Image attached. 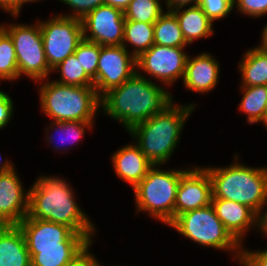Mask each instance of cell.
Instances as JSON below:
<instances>
[{"mask_svg": "<svg viewBox=\"0 0 267 266\" xmlns=\"http://www.w3.org/2000/svg\"><path fill=\"white\" fill-rule=\"evenodd\" d=\"M172 95L136 72L120 86L100 97L101 109L124 125L128 132L157 113H161L174 100Z\"/></svg>", "mask_w": 267, "mask_h": 266, "instance_id": "obj_1", "label": "cell"}, {"mask_svg": "<svg viewBox=\"0 0 267 266\" xmlns=\"http://www.w3.org/2000/svg\"><path fill=\"white\" fill-rule=\"evenodd\" d=\"M28 191L27 218L67 225L93 241L91 237L96 228L75 202L74 193L65 180L41 176Z\"/></svg>", "mask_w": 267, "mask_h": 266, "instance_id": "obj_2", "label": "cell"}, {"mask_svg": "<svg viewBox=\"0 0 267 266\" xmlns=\"http://www.w3.org/2000/svg\"><path fill=\"white\" fill-rule=\"evenodd\" d=\"M194 107L192 104L173 105L172 102L161 113L155 114L129 131L144 156L153 165L159 166L170 159L179 143L185 121Z\"/></svg>", "mask_w": 267, "mask_h": 266, "instance_id": "obj_3", "label": "cell"}, {"mask_svg": "<svg viewBox=\"0 0 267 266\" xmlns=\"http://www.w3.org/2000/svg\"><path fill=\"white\" fill-rule=\"evenodd\" d=\"M211 179L212 199H227L251 208L257 215L267 202V167L254 168L238 162L204 168Z\"/></svg>", "mask_w": 267, "mask_h": 266, "instance_id": "obj_4", "label": "cell"}, {"mask_svg": "<svg viewBox=\"0 0 267 266\" xmlns=\"http://www.w3.org/2000/svg\"><path fill=\"white\" fill-rule=\"evenodd\" d=\"M41 109L57 122H93L101 107L94 87L69 86L48 81L40 87Z\"/></svg>", "mask_w": 267, "mask_h": 266, "instance_id": "obj_5", "label": "cell"}, {"mask_svg": "<svg viewBox=\"0 0 267 266\" xmlns=\"http://www.w3.org/2000/svg\"><path fill=\"white\" fill-rule=\"evenodd\" d=\"M153 165L134 188L136 206L169 225L175 219L177 188L185 170H160Z\"/></svg>", "mask_w": 267, "mask_h": 266, "instance_id": "obj_6", "label": "cell"}, {"mask_svg": "<svg viewBox=\"0 0 267 266\" xmlns=\"http://www.w3.org/2000/svg\"><path fill=\"white\" fill-rule=\"evenodd\" d=\"M169 226L199 245L224 249L231 253L237 251L234 257L240 263L243 248L216 216L211 204L178 215Z\"/></svg>", "mask_w": 267, "mask_h": 266, "instance_id": "obj_7", "label": "cell"}, {"mask_svg": "<svg viewBox=\"0 0 267 266\" xmlns=\"http://www.w3.org/2000/svg\"><path fill=\"white\" fill-rule=\"evenodd\" d=\"M0 27L11 37L18 65V78L24 74L38 82L53 70L49 67L42 40L39 21L36 25L8 24Z\"/></svg>", "mask_w": 267, "mask_h": 266, "instance_id": "obj_8", "label": "cell"}, {"mask_svg": "<svg viewBox=\"0 0 267 266\" xmlns=\"http://www.w3.org/2000/svg\"><path fill=\"white\" fill-rule=\"evenodd\" d=\"M40 30L47 63L53 70L60 62L74 54L84 39L80 19L68 16H54L46 22H40Z\"/></svg>", "mask_w": 267, "mask_h": 266, "instance_id": "obj_9", "label": "cell"}, {"mask_svg": "<svg viewBox=\"0 0 267 266\" xmlns=\"http://www.w3.org/2000/svg\"><path fill=\"white\" fill-rule=\"evenodd\" d=\"M27 248H85L90 241L67 225L25 217L19 224Z\"/></svg>", "mask_w": 267, "mask_h": 266, "instance_id": "obj_10", "label": "cell"}, {"mask_svg": "<svg viewBox=\"0 0 267 266\" xmlns=\"http://www.w3.org/2000/svg\"><path fill=\"white\" fill-rule=\"evenodd\" d=\"M136 72V58L123 45L100 46L94 88L101 97L110 89L120 86Z\"/></svg>", "mask_w": 267, "mask_h": 266, "instance_id": "obj_11", "label": "cell"}, {"mask_svg": "<svg viewBox=\"0 0 267 266\" xmlns=\"http://www.w3.org/2000/svg\"><path fill=\"white\" fill-rule=\"evenodd\" d=\"M183 48L154 44L136 58L137 72L141 69L168 86L180 77L183 79L188 58Z\"/></svg>", "mask_w": 267, "mask_h": 266, "instance_id": "obj_12", "label": "cell"}, {"mask_svg": "<svg viewBox=\"0 0 267 266\" xmlns=\"http://www.w3.org/2000/svg\"><path fill=\"white\" fill-rule=\"evenodd\" d=\"M83 37L100 46L122 45L124 39V12L110 5H101L82 20ZM90 35H87V32Z\"/></svg>", "mask_w": 267, "mask_h": 266, "instance_id": "obj_13", "label": "cell"}, {"mask_svg": "<svg viewBox=\"0 0 267 266\" xmlns=\"http://www.w3.org/2000/svg\"><path fill=\"white\" fill-rule=\"evenodd\" d=\"M211 200L212 183L208 172L202 167L187 169L177 188L175 218L187 211L206 207Z\"/></svg>", "mask_w": 267, "mask_h": 266, "instance_id": "obj_14", "label": "cell"}, {"mask_svg": "<svg viewBox=\"0 0 267 266\" xmlns=\"http://www.w3.org/2000/svg\"><path fill=\"white\" fill-rule=\"evenodd\" d=\"M29 210V191H24L15 169L0 173V222L18 225Z\"/></svg>", "mask_w": 267, "mask_h": 266, "instance_id": "obj_15", "label": "cell"}, {"mask_svg": "<svg viewBox=\"0 0 267 266\" xmlns=\"http://www.w3.org/2000/svg\"><path fill=\"white\" fill-rule=\"evenodd\" d=\"M211 205L216 216L241 245L245 232L258 227V215L246 205L227 199H212Z\"/></svg>", "mask_w": 267, "mask_h": 266, "instance_id": "obj_16", "label": "cell"}, {"mask_svg": "<svg viewBox=\"0 0 267 266\" xmlns=\"http://www.w3.org/2000/svg\"><path fill=\"white\" fill-rule=\"evenodd\" d=\"M220 64L209 53H201L195 58L188 56L183 83L185 87L198 93L209 92L218 83Z\"/></svg>", "mask_w": 267, "mask_h": 266, "instance_id": "obj_17", "label": "cell"}, {"mask_svg": "<svg viewBox=\"0 0 267 266\" xmlns=\"http://www.w3.org/2000/svg\"><path fill=\"white\" fill-rule=\"evenodd\" d=\"M116 174L133 188L147 175L153 164L144 156L137 144L126 145L112 156Z\"/></svg>", "mask_w": 267, "mask_h": 266, "instance_id": "obj_18", "label": "cell"}, {"mask_svg": "<svg viewBox=\"0 0 267 266\" xmlns=\"http://www.w3.org/2000/svg\"><path fill=\"white\" fill-rule=\"evenodd\" d=\"M0 266H31L26 240L18 225H3L0 229Z\"/></svg>", "mask_w": 267, "mask_h": 266, "instance_id": "obj_19", "label": "cell"}, {"mask_svg": "<svg viewBox=\"0 0 267 266\" xmlns=\"http://www.w3.org/2000/svg\"><path fill=\"white\" fill-rule=\"evenodd\" d=\"M184 6L177 7L171 11L175 14L184 39L187 44H192L199 38H208L213 35L212 21L204 13L199 5H191L181 11Z\"/></svg>", "mask_w": 267, "mask_h": 266, "instance_id": "obj_20", "label": "cell"}, {"mask_svg": "<svg viewBox=\"0 0 267 266\" xmlns=\"http://www.w3.org/2000/svg\"><path fill=\"white\" fill-rule=\"evenodd\" d=\"M239 64L242 76L240 87L267 85V53L255 47L244 54Z\"/></svg>", "mask_w": 267, "mask_h": 266, "instance_id": "obj_21", "label": "cell"}, {"mask_svg": "<svg viewBox=\"0 0 267 266\" xmlns=\"http://www.w3.org/2000/svg\"><path fill=\"white\" fill-rule=\"evenodd\" d=\"M154 44L167 47H186L188 45L179 22L171 10L164 12L154 23Z\"/></svg>", "mask_w": 267, "mask_h": 266, "instance_id": "obj_22", "label": "cell"}, {"mask_svg": "<svg viewBox=\"0 0 267 266\" xmlns=\"http://www.w3.org/2000/svg\"><path fill=\"white\" fill-rule=\"evenodd\" d=\"M129 43L135 47L132 55L138 58L154 45V24L125 20L122 45L127 49Z\"/></svg>", "mask_w": 267, "mask_h": 266, "instance_id": "obj_23", "label": "cell"}, {"mask_svg": "<svg viewBox=\"0 0 267 266\" xmlns=\"http://www.w3.org/2000/svg\"><path fill=\"white\" fill-rule=\"evenodd\" d=\"M243 97L239 109L247 114V121L262 122L267 111V85L241 87Z\"/></svg>", "mask_w": 267, "mask_h": 266, "instance_id": "obj_24", "label": "cell"}, {"mask_svg": "<svg viewBox=\"0 0 267 266\" xmlns=\"http://www.w3.org/2000/svg\"><path fill=\"white\" fill-rule=\"evenodd\" d=\"M31 266H65L84 248H27Z\"/></svg>", "mask_w": 267, "mask_h": 266, "instance_id": "obj_25", "label": "cell"}, {"mask_svg": "<svg viewBox=\"0 0 267 266\" xmlns=\"http://www.w3.org/2000/svg\"><path fill=\"white\" fill-rule=\"evenodd\" d=\"M60 71V79L55 82L69 86L94 87L93 80L85 73L80 61L75 54H71L64 61L60 62L53 71Z\"/></svg>", "mask_w": 267, "mask_h": 266, "instance_id": "obj_26", "label": "cell"}, {"mask_svg": "<svg viewBox=\"0 0 267 266\" xmlns=\"http://www.w3.org/2000/svg\"><path fill=\"white\" fill-rule=\"evenodd\" d=\"M163 13L160 0H131L124 17L125 20L154 24Z\"/></svg>", "mask_w": 267, "mask_h": 266, "instance_id": "obj_27", "label": "cell"}, {"mask_svg": "<svg viewBox=\"0 0 267 266\" xmlns=\"http://www.w3.org/2000/svg\"><path fill=\"white\" fill-rule=\"evenodd\" d=\"M18 65L11 37L0 27V80H16Z\"/></svg>", "mask_w": 267, "mask_h": 266, "instance_id": "obj_28", "label": "cell"}, {"mask_svg": "<svg viewBox=\"0 0 267 266\" xmlns=\"http://www.w3.org/2000/svg\"><path fill=\"white\" fill-rule=\"evenodd\" d=\"M85 73L94 81L97 73L100 45L83 39L74 52Z\"/></svg>", "mask_w": 267, "mask_h": 266, "instance_id": "obj_29", "label": "cell"}, {"mask_svg": "<svg viewBox=\"0 0 267 266\" xmlns=\"http://www.w3.org/2000/svg\"><path fill=\"white\" fill-rule=\"evenodd\" d=\"M92 123L93 122H83V121H71V122L53 121V123L50 124V129H51V127L55 126L56 127L55 132L56 133L60 132L61 134L64 135V137H60V139H59V140H61L62 144L64 142L66 143V141L70 139L67 136L71 137L70 141L74 144V141L76 142L84 136L85 128H89V129L91 128L92 129V127H91ZM47 139L50 143H52L54 141V138H52V136H50V135ZM70 143H68V144H70ZM56 146L57 145H55V149H59L58 148L59 145L57 147Z\"/></svg>", "mask_w": 267, "mask_h": 266, "instance_id": "obj_30", "label": "cell"}, {"mask_svg": "<svg viewBox=\"0 0 267 266\" xmlns=\"http://www.w3.org/2000/svg\"><path fill=\"white\" fill-rule=\"evenodd\" d=\"M198 5L212 22L226 17L234 9L233 0H198Z\"/></svg>", "mask_w": 267, "mask_h": 266, "instance_id": "obj_31", "label": "cell"}, {"mask_svg": "<svg viewBox=\"0 0 267 266\" xmlns=\"http://www.w3.org/2000/svg\"><path fill=\"white\" fill-rule=\"evenodd\" d=\"M69 5L73 10V14H67L63 16H68L71 18H77L82 20L86 15H88L95 8L104 5V0H59Z\"/></svg>", "mask_w": 267, "mask_h": 266, "instance_id": "obj_32", "label": "cell"}, {"mask_svg": "<svg viewBox=\"0 0 267 266\" xmlns=\"http://www.w3.org/2000/svg\"><path fill=\"white\" fill-rule=\"evenodd\" d=\"M234 6L240 13L251 17H260L267 14V0H233ZM236 2V4H235Z\"/></svg>", "mask_w": 267, "mask_h": 266, "instance_id": "obj_33", "label": "cell"}, {"mask_svg": "<svg viewBox=\"0 0 267 266\" xmlns=\"http://www.w3.org/2000/svg\"><path fill=\"white\" fill-rule=\"evenodd\" d=\"M240 264L242 266H267V249L256 252L242 250Z\"/></svg>", "mask_w": 267, "mask_h": 266, "instance_id": "obj_34", "label": "cell"}, {"mask_svg": "<svg viewBox=\"0 0 267 266\" xmlns=\"http://www.w3.org/2000/svg\"><path fill=\"white\" fill-rule=\"evenodd\" d=\"M13 116V102L10 96L0 90V129L4 128Z\"/></svg>", "mask_w": 267, "mask_h": 266, "instance_id": "obj_35", "label": "cell"}, {"mask_svg": "<svg viewBox=\"0 0 267 266\" xmlns=\"http://www.w3.org/2000/svg\"><path fill=\"white\" fill-rule=\"evenodd\" d=\"M92 241L65 266H101L88 249Z\"/></svg>", "mask_w": 267, "mask_h": 266, "instance_id": "obj_36", "label": "cell"}, {"mask_svg": "<svg viewBox=\"0 0 267 266\" xmlns=\"http://www.w3.org/2000/svg\"><path fill=\"white\" fill-rule=\"evenodd\" d=\"M0 7L13 17H18L19 15V0H0Z\"/></svg>", "mask_w": 267, "mask_h": 266, "instance_id": "obj_37", "label": "cell"}, {"mask_svg": "<svg viewBox=\"0 0 267 266\" xmlns=\"http://www.w3.org/2000/svg\"><path fill=\"white\" fill-rule=\"evenodd\" d=\"M188 4L198 5V0H166V6L168 10H172L181 6L186 7Z\"/></svg>", "mask_w": 267, "mask_h": 266, "instance_id": "obj_38", "label": "cell"}, {"mask_svg": "<svg viewBox=\"0 0 267 266\" xmlns=\"http://www.w3.org/2000/svg\"><path fill=\"white\" fill-rule=\"evenodd\" d=\"M104 1L106 5H110L124 12L129 6L131 0H104Z\"/></svg>", "mask_w": 267, "mask_h": 266, "instance_id": "obj_39", "label": "cell"}, {"mask_svg": "<svg viewBox=\"0 0 267 266\" xmlns=\"http://www.w3.org/2000/svg\"><path fill=\"white\" fill-rule=\"evenodd\" d=\"M264 205L267 207V202ZM258 227L267 236V210L258 215Z\"/></svg>", "mask_w": 267, "mask_h": 266, "instance_id": "obj_40", "label": "cell"}, {"mask_svg": "<svg viewBox=\"0 0 267 266\" xmlns=\"http://www.w3.org/2000/svg\"><path fill=\"white\" fill-rule=\"evenodd\" d=\"M262 43L257 47L264 53H267V25H265L262 31Z\"/></svg>", "mask_w": 267, "mask_h": 266, "instance_id": "obj_41", "label": "cell"}, {"mask_svg": "<svg viewBox=\"0 0 267 266\" xmlns=\"http://www.w3.org/2000/svg\"><path fill=\"white\" fill-rule=\"evenodd\" d=\"M2 158L0 157V164H1V160ZM14 169V165L11 164L9 161L6 160V162H3L1 165H0V173H4V172H9L11 170Z\"/></svg>", "mask_w": 267, "mask_h": 266, "instance_id": "obj_42", "label": "cell"}, {"mask_svg": "<svg viewBox=\"0 0 267 266\" xmlns=\"http://www.w3.org/2000/svg\"><path fill=\"white\" fill-rule=\"evenodd\" d=\"M36 1H40V0H19V12L22 8V5H24L26 2H36Z\"/></svg>", "mask_w": 267, "mask_h": 266, "instance_id": "obj_43", "label": "cell"}, {"mask_svg": "<svg viewBox=\"0 0 267 266\" xmlns=\"http://www.w3.org/2000/svg\"><path fill=\"white\" fill-rule=\"evenodd\" d=\"M265 127H267V111H266V114H265V117L263 119V121L261 122Z\"/></svg>", "mask_w": 267, "mask_h": 266, "instance_id": "obj_44", "label": "cell"}]
</instances>
